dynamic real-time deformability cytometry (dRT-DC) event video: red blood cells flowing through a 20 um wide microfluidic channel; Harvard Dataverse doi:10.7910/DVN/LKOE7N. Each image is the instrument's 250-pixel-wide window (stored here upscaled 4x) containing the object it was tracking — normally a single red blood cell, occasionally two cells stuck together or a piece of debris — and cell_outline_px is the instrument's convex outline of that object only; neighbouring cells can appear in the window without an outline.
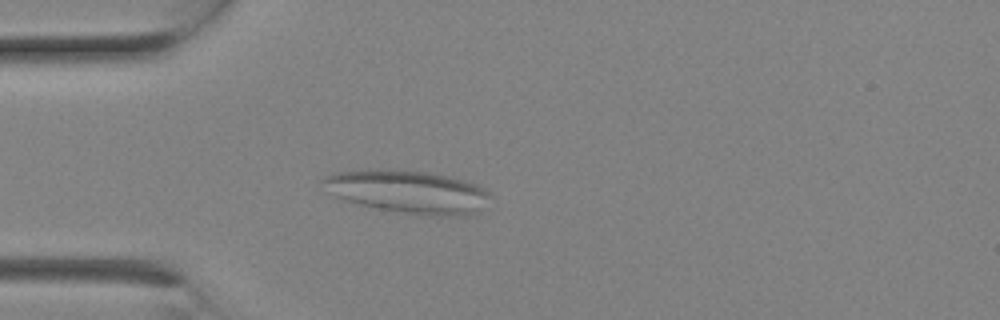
{"species": "Egyptian fruit bat (a non-hibernating species)", "species_latin": "Rousettus aegyptiacus", "temperature_condition": "room temperature", "stored_images_in_passage": 1, "camera_frame_rate_fps": 3000, "um_per_image_px": 0.085, "animal": {"sex": "female"}, "frame": {"image": 1, "passage_image": 1, "time_ms": 0.0, "image_size_px": [1000, 320], "cell_outline_px": [[492, 196], [480, 212], [468, 216], [420, 216], [360, 204], [344, 200], [336, 196], [320, 180], [324, 176], [340, 172], [384, 168], [428, 172], [452, 176], [476, 184], [484, 188]], "centroid_in_image_um": [34.78, 16.3], "position_along_channel_um": 50.2, "area_um2": 42.14}}